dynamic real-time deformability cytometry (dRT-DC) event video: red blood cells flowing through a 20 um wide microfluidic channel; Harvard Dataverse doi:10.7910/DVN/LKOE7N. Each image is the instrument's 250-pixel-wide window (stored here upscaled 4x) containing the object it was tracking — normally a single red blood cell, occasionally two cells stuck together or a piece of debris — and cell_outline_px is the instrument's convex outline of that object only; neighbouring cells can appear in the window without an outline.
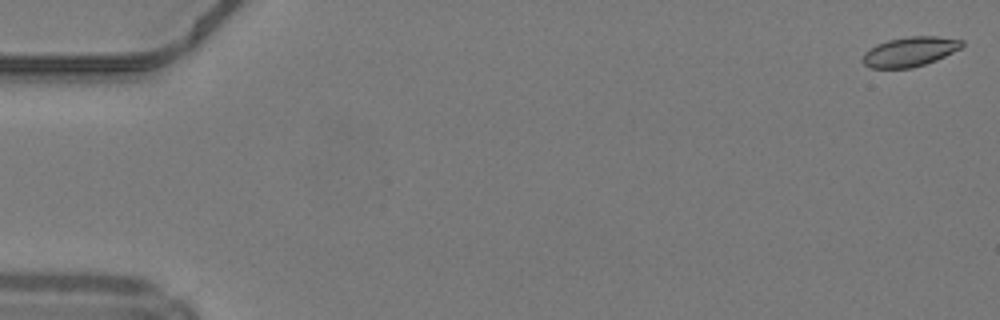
{"species": "common noctule bat (a hibernating species)", "species_latin": "Nyctalus noctula", "temperature_condition": "warm", "stored_images_in_passage": 13, "camera_frame_rate_fps": 3000, "um_per_image_px": 0.085, "animal": {"sex": "male", "body_mass_g": 19.2, "forearm_length_mm": 51.8}, "frame": {"image": 1, "passage_image": 1, "time_ms": 0.0, "image_size_px": [1000, 320], "cell_outline_px": [[964, 44], [960, 48], [936, 60], [912, 68], [872, 68], [864, 64], [860, 60], [864, 52], [876, 44], [888, 40], [908, 36], [936, 36], [964, 40]], "centroid_in_image_um": [77.3, 4.39], "position_along_channel_um": 7.7, "area_um2": 17.17}}